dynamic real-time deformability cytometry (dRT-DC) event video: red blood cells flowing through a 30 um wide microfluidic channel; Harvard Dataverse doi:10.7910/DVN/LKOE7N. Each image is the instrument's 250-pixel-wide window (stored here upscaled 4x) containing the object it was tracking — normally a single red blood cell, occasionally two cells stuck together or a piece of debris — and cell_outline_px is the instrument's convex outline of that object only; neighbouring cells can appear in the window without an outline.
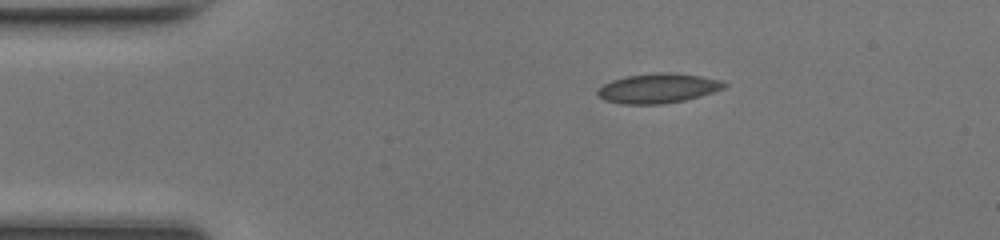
{"species": "common noctule bat (a hibernating species)", "species_latin": "Nyctalus noctula", "temperature_condition": "room temperature", "stored_images_in_passage": 40, "camera_frame_rate_fps": 3000, "um_per_image_px": 0.085, "animal": {"sex": "female", "body_mass_g": 17.0, "forearm_length_mm": 48.0}, "frame": {"image": 1, "passage_image": 1, "time_ms": 0.0, "image_size_px": [1000, 240], "cell_outline_px": [[728, 84], [724, 88], [700, 96], [684, 100], [660, 104], [624, 104], [604, 100], [596, 92], [604, 84], [612, 80], [628, 76], [660, 72], [672, 72], [700, 76], [724, 80]], "centroid_in_image_um": [55.97, 7.5], "position_along_channel_um": 29.0, "area_um2": 21.73}}
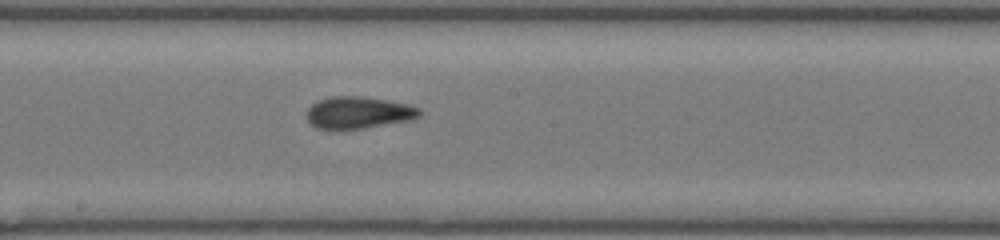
{"frame": {"image": 2, "passage_image": 18, "time_ms": 5.667, "image_size_px": [1000, 240], "cell_outline_px": [[424, 112], [420, 116], [408, 120], [364, 128], [316, 128], [308, 120], [308, 108], [316, 100], [332, 96], [360, 96], [388, 100], [408, 104], [420, 108]], "centroid_in_image_um": [30.5, 9.54], "position_along_channel_um": 217.7, "area_um2": 20.81}}
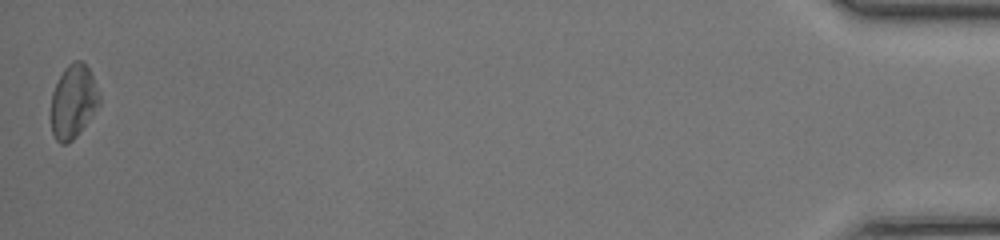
{"frame": {"image": 3, "passage_image": 40, "time_ms": 13.0, "image_size_px": [1000, 240], "cell_outline_px": [[100, 104], [76, 136], [68, 144], [60, 144], [56, 140], [52, 132], [52, 92], [64, 68], [68, 64], [76, 60], [80, 60], [88, 68], [92, 76], [100, 96]], "centroid_in_image_um": [6.22, 8.63], "position_along_channel_um": 429.0, "area_um2": 20.35}, "authors_computed_cell_mechanics": {"area_um2": 20.519, "velocity_mm_per_s": 4.2896, "shape_relaxation_time_tau1_ms": 7.5386, "shape_relaxation_time_tau2_ms": 1.8208, "deformation_change_tau1": 0.1732, "deformation_change_tau2": 0.0831}}